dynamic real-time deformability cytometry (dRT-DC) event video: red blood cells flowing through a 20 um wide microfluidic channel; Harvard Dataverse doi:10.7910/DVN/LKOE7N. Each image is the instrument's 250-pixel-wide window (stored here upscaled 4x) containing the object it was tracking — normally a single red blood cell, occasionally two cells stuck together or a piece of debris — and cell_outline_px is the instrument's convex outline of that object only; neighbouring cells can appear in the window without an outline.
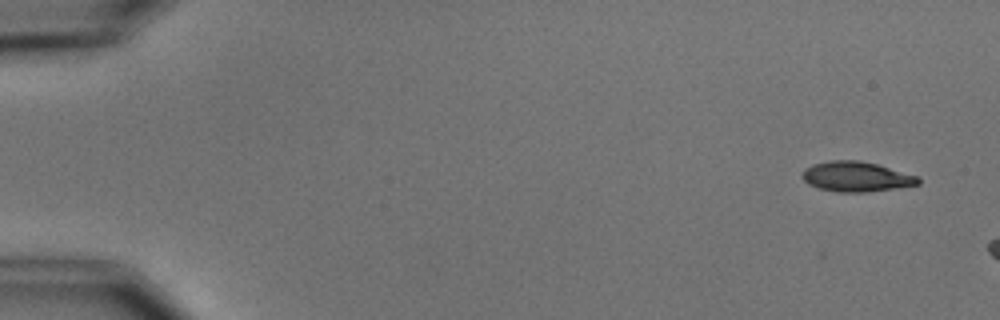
{"species": "common noctule bat (a hibernating species)", "species_latin": "Nyctalus noctula", "temperature_condition": "cold", "stored_images_in_passage": 3, "camera_frame_rate_fps": 3000, "um_per_image_px": 0.085, "animal": {"sex": "male", "body_mass_g": 15.6}, "frame": {"image": 1, "passage_image": 1, "time_ms": 0.0, "image_size_px": [1000, 320], "cell_outline_px": [[920, 184], [864, 192], [840, 192], [820, 188], [808, 184], [800, 176], [804, 168], [812, 164], [832, 160], [860, 160], [876, 164], [920, 176]], "centroid_in_image_um": [72.76, 15.0], "position_along_channel_um": 12.2, "area_um2": 20.23}}